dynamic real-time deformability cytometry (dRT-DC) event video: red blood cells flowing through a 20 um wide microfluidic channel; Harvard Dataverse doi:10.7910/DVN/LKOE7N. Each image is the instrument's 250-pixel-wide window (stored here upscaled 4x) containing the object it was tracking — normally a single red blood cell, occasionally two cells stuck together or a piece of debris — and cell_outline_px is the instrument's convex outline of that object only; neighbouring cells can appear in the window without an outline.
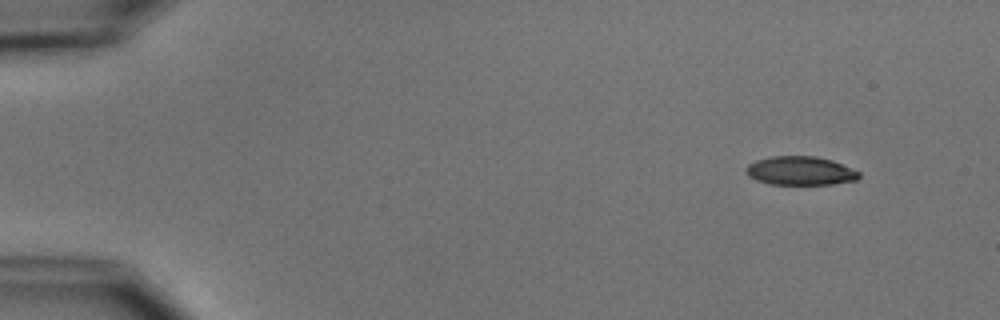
{"species": "common noctule bat (a hibernating species)", "species_latin": "Nyctalus noctula", "temperature_condition": "cold", "stored_images_in_passage": 4, "camera_frame_rate_fps": 3000, "um_per_image_px": 0.085, "animal": {"sex": "male", "body_mass_g": 15.6}, "frame": {"image": 1, "passage_image": 1, "time_ms": 0.0, "image_size_px": [1000, 320], "cell_outline_px": [[860, 176], [856, 180], [832, 184], [772, 184], [756, 180], [748, 176], [744, 172], [744, 168], [748, 164], [756, 160], [772, 156], [816, 156], [832, 160], [860, 172]], "centroid_in_image_um": [67.99, 14.51], "position_along_channel_um": 17.0, "area_um2": 18.96}}
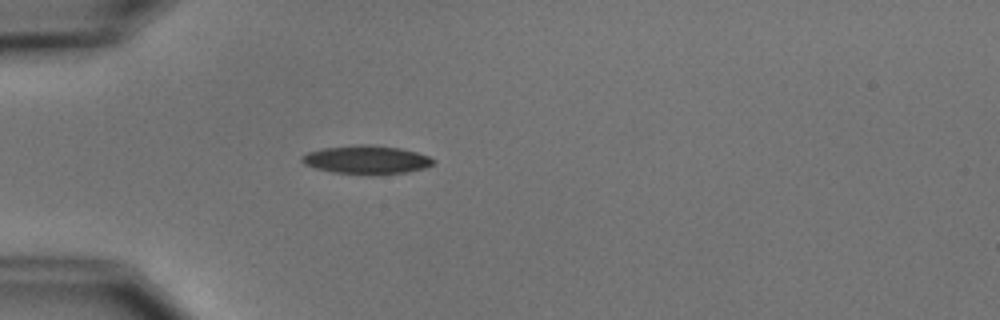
{"frame": {"image": 2, "passage_image": 4, "time_ms": 3.667, "image_size_px": [1000, 320], "cell_outline_px": [[436, 160], [432, 164], [424, 168], [408, 172], [332, 172], [316, 168], [304, 164], [300, 160], [300, 156], [308, 152], [324, 148], [356, 144], [368, 144], [400, 148], [416, 152], [428, 156]], "centroid_in_image_um": [31.12, 13.53], "position_along_channel_um": 53.9, "area_um2": 21.04}}